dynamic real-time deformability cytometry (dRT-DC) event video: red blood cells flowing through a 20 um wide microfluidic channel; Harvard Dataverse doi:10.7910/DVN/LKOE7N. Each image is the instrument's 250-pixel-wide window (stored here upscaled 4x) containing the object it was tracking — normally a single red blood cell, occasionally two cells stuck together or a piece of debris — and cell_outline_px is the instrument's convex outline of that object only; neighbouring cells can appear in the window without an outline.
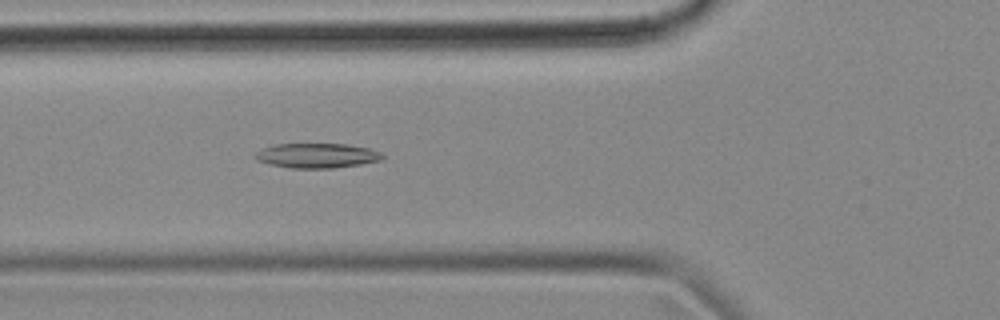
{"species": "common noctule bat (a hibernating species)", "species_latin": "Nyctalus noctula", "temperature_condition": "cold", "stored_images_in_passage": 40, "camera_frame_rate_fps": 3000, "um_per_image_px": 0.085, "animal": {"sex": "female", "body_mass_g": 18.4}, "frame": {"image": 1, "passage_image": 11, "time_ms": 3.333, "image_size_px": [1000, 320], "cell_outline_px": [[384, 156], [380, 160], [360, 164], [332, 168], [292, 168], [268, 164], [256, 160], [252, 156], [256, 152], [264, 148], [276, 144], [348, 144], [368, 148], [380, 152]], "centroid_in_image_um": [26.9, 13.22], "position_along_channel_um": 98.9, "area_um2": 18.26}}
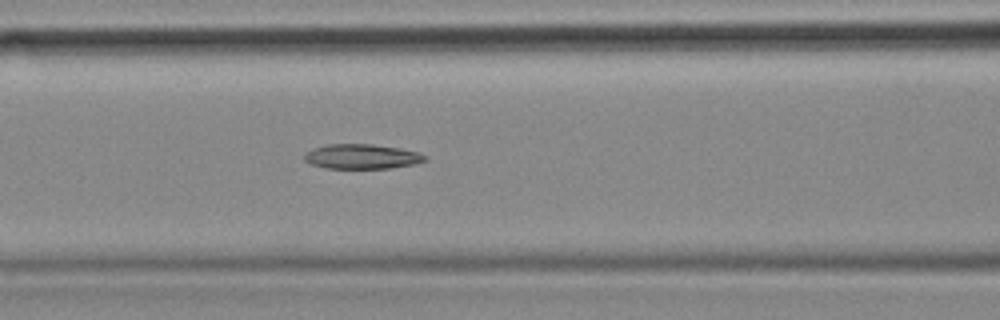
{"frame": {"image": 2, "passage_image": 14, "time_ms": 4.333, "image_size_px": [1000, 320], "cell_outline_px": [[428, 160], [416, 164], [392, 168], [324, 168], [312, 164], [304, 160], [304, 152], [312, 148], [328, 144], [372, 144], [400, 148], [416, 152], [428, 156]], "centroid_in_image_um": [30.76, 13.3], "position_along_channel_um": 135.8, "area_um2": 17.57}}
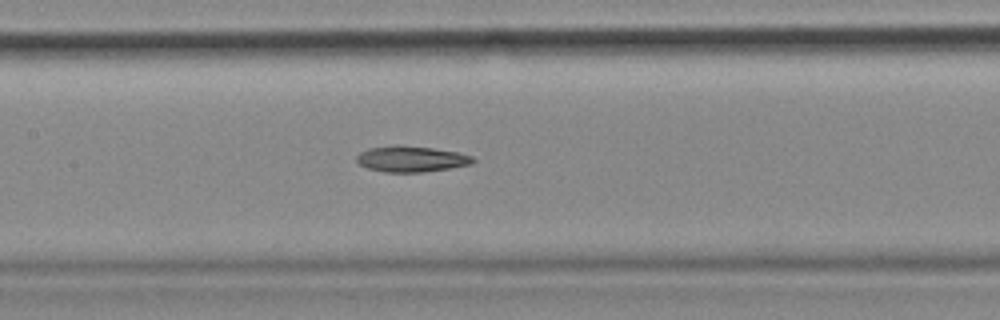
{"frame": {"image": 3, "passage_image": 17, "time_ms": 5.333, "image_size_px": [1000, 320], "cell_outline_px": [[476, 160], [472, 164], [424, 172], [384, 172], [368, 168], [360, 164], [356, 160], [356, 156], [360, 152], [368, 148], [392, 144], [396, 144], [432, 148], [456, 152], [472, 156]], "centroid_in_image_um": [34.92, 13.5], "position_along_channel_um": 172.5, "area_um2": 17.63}, "authors_computed_cell_mechanics": {"area_um2": 17.6579, "velocity_mm_per_s": 3.6687, "shape_relaxation_time_tau1_ms": 9.7195, "shape_relaxation_time_tau2_ms": null, "deformation_change_tau1": 0.1726, "deformation_change_tau2": null}}